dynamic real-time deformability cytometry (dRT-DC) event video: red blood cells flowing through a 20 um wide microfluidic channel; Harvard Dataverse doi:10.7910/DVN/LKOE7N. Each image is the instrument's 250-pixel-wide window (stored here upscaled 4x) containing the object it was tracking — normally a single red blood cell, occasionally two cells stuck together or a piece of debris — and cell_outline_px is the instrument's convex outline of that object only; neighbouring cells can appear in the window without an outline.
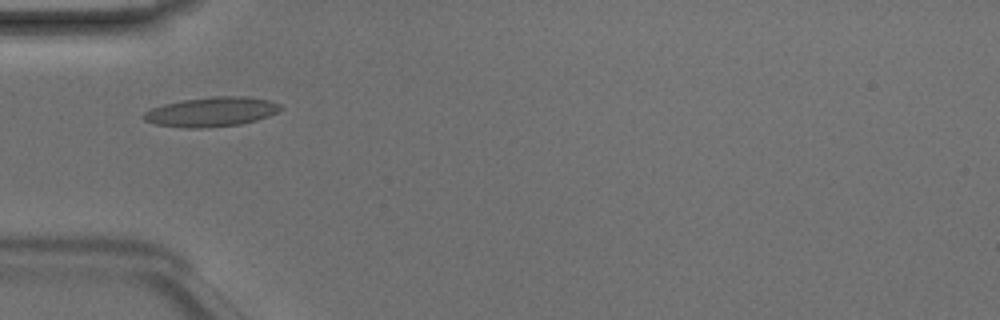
{"species": "Egyptian fruit bat (a non-hibernating species)", "species_latin": "Rousettus aegyptiacus", "temperature_condition": "room temperature", "stored_images_in_passage": 34, "camera_frame_rate_fps": 3000, "um_per_image_px": 0.085, "animal": {"sex": "male"}, "frame": {"image": 1, "passage_image": 1, "time_ms": 0.0, "image_size_px": [1000, 320], "cell_outline_px": [[284, 108], [268, 116], [256, 120], [240, 124], [200, 128], [184, 128], [156, 124], [144, 120], [140, 116], [144, 112], [152, 108], [164, 104], [184, 100], [216, 96], [244, 96], [268, 100], [280, 104]], "centroid_in_image_um": [17.96, 9.51], "position_along_channel_um": 67.0, "area_um2": 23.41}}
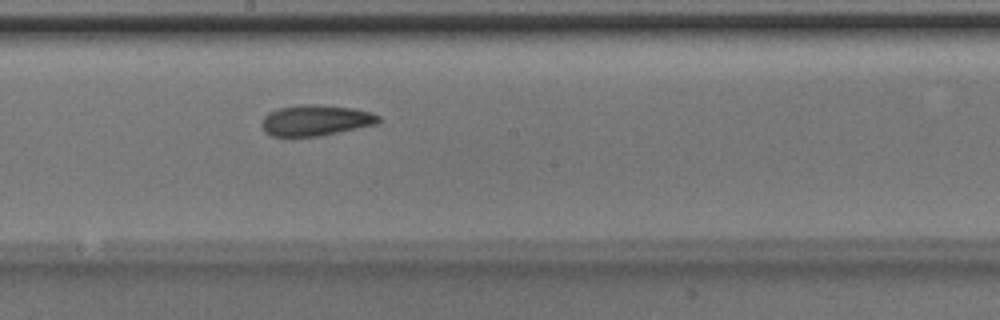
{"frame": {"image": 2, "passage_image": 12, "time_ms": 3.667, "image_size_px": [1000, 320], "cell_outline_px": [[380, 124], [320, 136], [272, 136], [264, 132], [260, 124], [264, 116], [268, 112], [276, 108], [296, 104], [312, 104], [352, 108], [372, 112], [380, 116]], "centroid_in_image_um": [26.82, 10.22], "position_along_channel_um": 221.4, "area_um2": 21.39}}
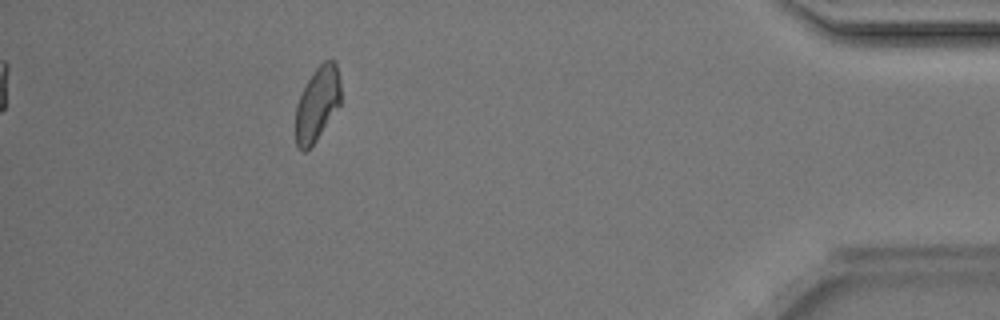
{"frame": {"image": 3, "passage_image": 29, "time_ms": 9.333, "image_size_px": [1000, 320], "cell_outline_px": [[340, 104], [316, 140], [304, 152], [296, 144], [296, 104], [308, 80], [316, 68], [324, 60], [336, 60], [340, 80]], "centroid_in_image_um": [26.98, 8.79], "position_along_channel_um": 408.2, "area_um2": 19.19}, "authors_computed_cell_mechanics": {"area_um2": 20.6057, "velocity_mm_per_s": 4.2194, "shape_relaxation_time_tau1_ms": 5.6035, "shape_relaxation_time_tau2_ms": 3.4222, "deformation_change_tau1": 0.13, "deformation_change_tau2": 0.1088}}